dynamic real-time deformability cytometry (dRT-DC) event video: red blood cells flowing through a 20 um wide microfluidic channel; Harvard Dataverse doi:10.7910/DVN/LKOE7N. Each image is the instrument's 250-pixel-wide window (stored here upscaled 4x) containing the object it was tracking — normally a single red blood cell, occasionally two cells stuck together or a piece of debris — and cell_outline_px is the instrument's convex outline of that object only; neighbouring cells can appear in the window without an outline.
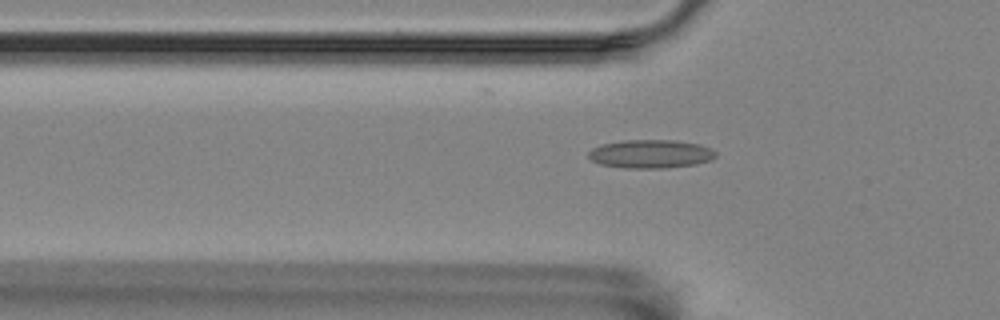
{"species": "Egyptian fruit bat (a non-hibernating species)", "species_latin": "Rousettus aegyptiacus", "temperature_condition": "room temperature", "stored_images_in_passage": 40, "camera_frame_rate_fps": 3000, "um_per_image_px": 0.085, "animal": {"sex": "female"}, "frame": {"image": 1, "passage_image": 14, "time_ms": 4.333, "image_size_px": [1000, 320], "cell_outline_px": [[716, 156], [712, 160], [696, 164], [664, 168], [624, 168], [600, 164], [592, 160], [588, 156], [588, 152], [592, 148], [600, 144], [624, 140], [676, 140], [700, 144], [716, 152]], "centroid_in_image_um": [55.29, 13.08], "position_along_channel_um": 70.5, "area_um2": 21.21}}
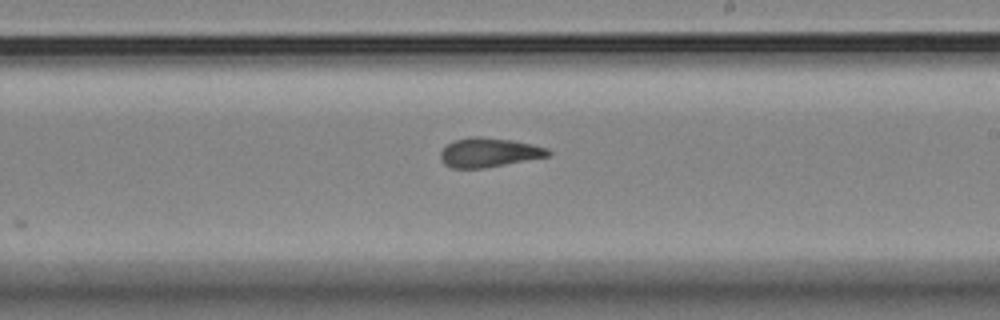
{"frame": {"image": 2, "passage_image": 29, "time_ms": 9.333, "image_size_px": [1000, 320], "cell_outline_px": [[552, 152], [548, 156], [484, 168], [452, 168], [444, 164], [440, 160], [440, 152], [452, 140], [472, 136], [480, 136], [512, 140], [532, 144], [548, 148]], "centroid_in_image_um": [41.53, 12.95], "position_along_channel_um": 247.5, "area_um2": 18.38}}
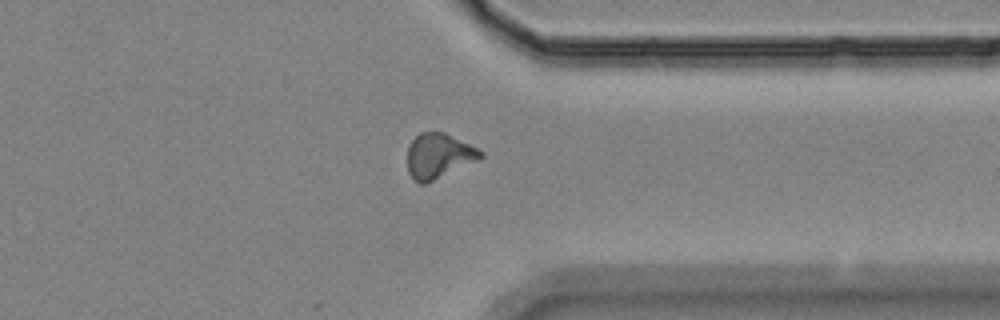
{"frame": {"image": 3, "passage_image": 40, "time_ms": 13.0, "image_size_px": [1000, 320], "cell_outline_px": [[484, 156], [480, 160], [424, 184], [420, 184], [408, 172], [408, 144], [420, 132], [444, 132], [484, 152]], "centroid_in_image_um": [37.3, 13.25], "position_along_channel_um": 374.1, "area_um2": 19.02}, "authors_computed_cell_mechanics": {"area_um2": 18.6405, "velocity_mm_per_s": 3.5188, "shape_relaxation_time_tau1_ms": null, "shape_relaxation_time_tau2_ms": 2.4733, "deformation_change_tau1": null, "deformation_change_tau2": 0.0886}}